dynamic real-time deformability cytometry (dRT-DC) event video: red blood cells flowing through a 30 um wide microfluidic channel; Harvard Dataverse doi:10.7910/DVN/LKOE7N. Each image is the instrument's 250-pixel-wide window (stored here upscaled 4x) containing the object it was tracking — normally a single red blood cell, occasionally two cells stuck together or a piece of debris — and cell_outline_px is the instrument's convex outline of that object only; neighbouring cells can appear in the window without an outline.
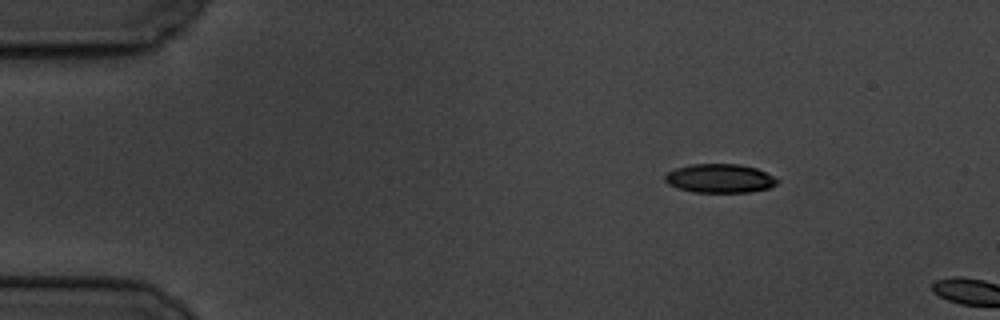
{"species": "common noctule bat (a hibernating species)", "species_latin": "Nyctalus noctula", "temperature_condition": "cold", "stored_images_in_passage": 3, "camera_frame_rate_fps": 3000, "um_per_image_px": 0.085, "animal": {"sex": "male", "body_mass_g": 19.5, "forearm_length_mm": 54.6}, "frame": {"image": 1, "passage_image": 2, "time_ms": 1.333, "image_size_px": [1000, 320], "cell_outline_px": [[780, 180], [776, 184], [768, 188], [752, 192], [692, 192], [668, 184], [664, 180], [664, 176], [668, 172], [676, 168], [692, 164], [740, 164], [756, 168]], "centroid_in_image_um": [61.18, 15.16], "position_along_channel_um": 23.8, "area_um2": 18.79}}